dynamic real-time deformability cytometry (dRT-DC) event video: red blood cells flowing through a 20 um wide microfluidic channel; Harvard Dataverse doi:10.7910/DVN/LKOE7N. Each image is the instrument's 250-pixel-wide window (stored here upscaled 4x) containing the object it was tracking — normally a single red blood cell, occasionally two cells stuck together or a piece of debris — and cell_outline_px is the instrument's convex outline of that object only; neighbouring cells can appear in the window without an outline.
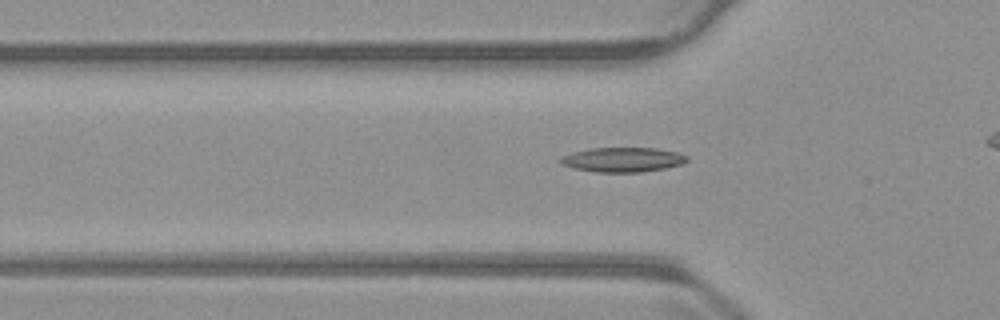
{"species": "common noctule bat (a hibernating species)", "species_latin": "Nyctalus noctula", "temperature_condition": "warm", "stored_images_in_passage": 44, "camera_frame_rate_fps": 3000, "um_per_image_px": 0.085, "animal": {"sex": "male", "body_mass_g": 23.1, "forearm_length_mm": 52.7}, "frame": {"image": 1, "passage_image": 18, "time_ms": 5.667, "image_size_px": [1000, 320], "cell_outline_px": [[688, 160], [684, 164], [664, 168], [640, 172], [596, 172], [572, 168], [560, 164], [556, 160], [572, 152], [592, 148], [656, 148], [676, 152], [688, 156]], "centroid_in_image_um": [52.91, 13.57], "position_along_channel_um": 72.9, "area_um2": 18.21}}
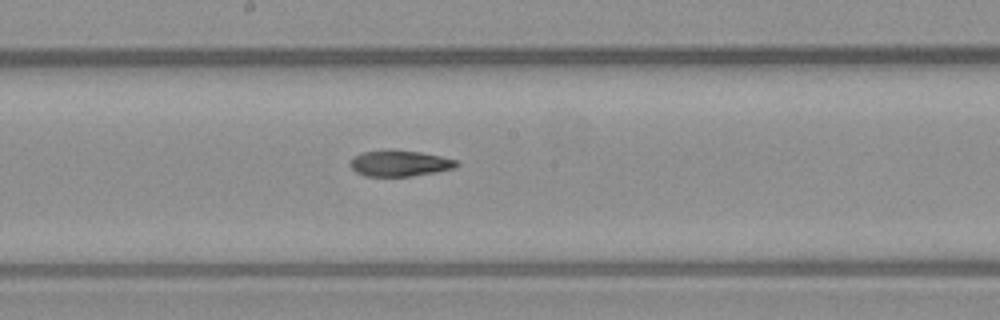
{"frame": {"image": 2, "passage_image": 29, "time_ms": 9.333, "image_size_px": [1000, 320], "cell_outline_px": [[460, 164], [456, 168], [436, 172], [412, 176], [364, 176], [356, 172], [348, 164], [356, 156], [364, 152], [392, 148], [420, 152], [440, 156], [456, 160]], "centroid_in_image_um": [33.99, 13.87], "position_along_channel_um": 214.2, "area_um2": 16.3}}
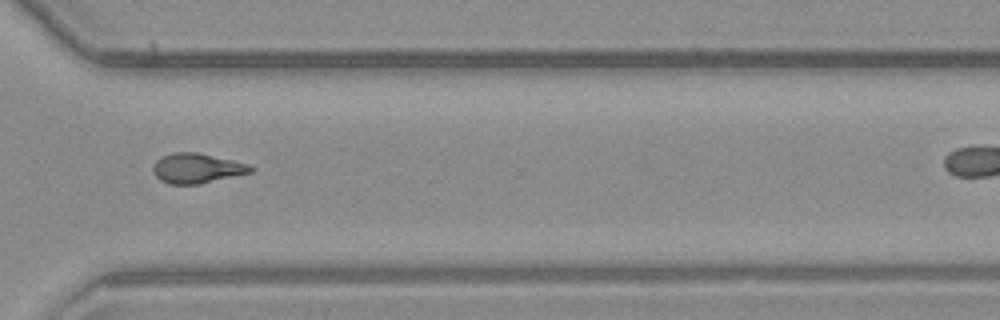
{"frame": {"image": 3, "passage_image": 40, "time_ms": 13.0, "image_size_px": [1000, 320], "cell_outline_px": [[256, 168], [252, 172], [200, 184], [168, 184], [160, 180], [152, 172], [152, 168], [156, 160], [160, 156], [172, 152], [196, 152], [248, 164]], "centroid_in_image_um": [16.7, 14.3], "position_along_channel_um": 353.9, "area_um2": 17.05}}